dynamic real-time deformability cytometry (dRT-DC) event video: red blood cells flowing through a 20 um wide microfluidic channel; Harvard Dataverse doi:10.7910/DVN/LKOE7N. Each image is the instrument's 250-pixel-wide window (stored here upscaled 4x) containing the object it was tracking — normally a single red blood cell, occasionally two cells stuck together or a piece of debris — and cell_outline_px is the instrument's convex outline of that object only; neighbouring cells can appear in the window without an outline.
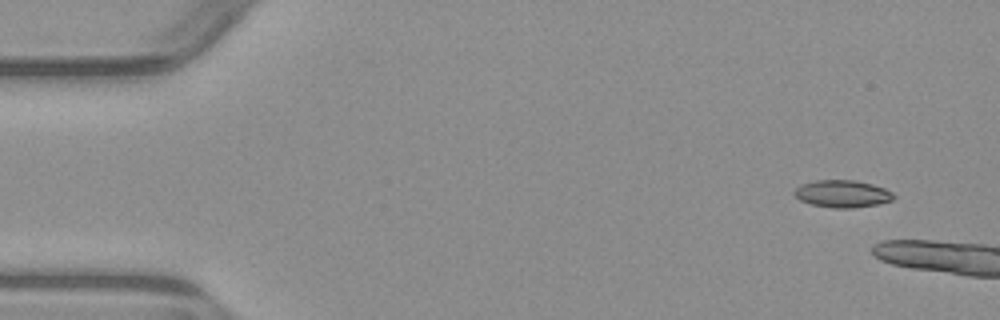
{"species": "common noctule bat (a hibernating species)", "species_latin": "Nyctalus noctula", "temperature_condition": "warm", "stored_images_in_passage": 2, "camera_frame_rate_fps": 3000, "um_per_image_px": 0.085, "animal": {"sex": "male", "body_mass_g": 23.1, "forearm_length_mm": 52.7}, "frame": {"image": 1, "passage_image": 1, "time_ms": 0.0, "image_size_px": [1000, 320], "cell_outline_px": [[896, 196], [892, 200], [880, 204], [852, 208], [832, 208], [812, 204], [800, 200], [792, 192], [800, 184], [816, 180], [856, 180], [872, 184], [884, 188], [892, 192]], "centroid_in_image_um": [71.61, 16.47], "position_along_channel_um": 13.4, "area_um2": 15.9}}